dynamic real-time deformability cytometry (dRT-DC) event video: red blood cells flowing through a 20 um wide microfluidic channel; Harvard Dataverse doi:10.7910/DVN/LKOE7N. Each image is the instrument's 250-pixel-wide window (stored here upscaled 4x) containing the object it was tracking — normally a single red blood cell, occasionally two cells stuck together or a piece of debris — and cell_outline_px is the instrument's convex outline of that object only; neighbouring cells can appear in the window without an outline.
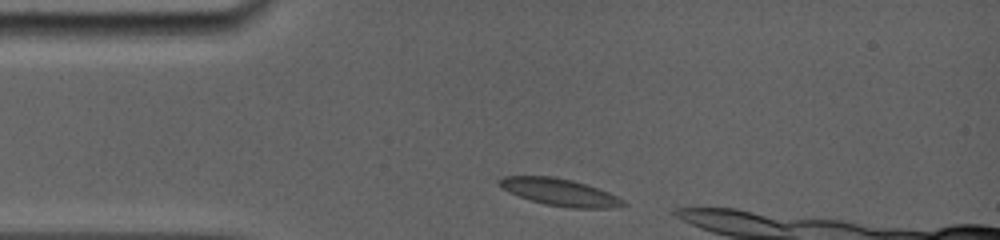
{"species": "common noctule bat (a hibernating species)", "species_latin": "Nyctalus noctula", "temperature_condition": "room temperature", "stored_images_in_passage": 27, "camera_frame_rate_fps": 5000, "um_per_image_px": 0.085, "animal": {"sex": "female", "body_mass_g": 19.0, "forearm_length_mm": 56.7}, "frame": {"image": 1, "passage_image": 2, "time_ms": 0.4, "image_size_px": [1000, 240], "cell_outline_px": [[628, 204], [620, 208], [568, 208], [544, 204], [508, 192], [500, 188], [496, 180], [504, 176], [552, 176], [572, 180], [608, 192], [624, 200]], "centroid_in_image_um": [47.57, 16.34], "position_along_channel_um": 37.4, "area_um2": 19.65}}
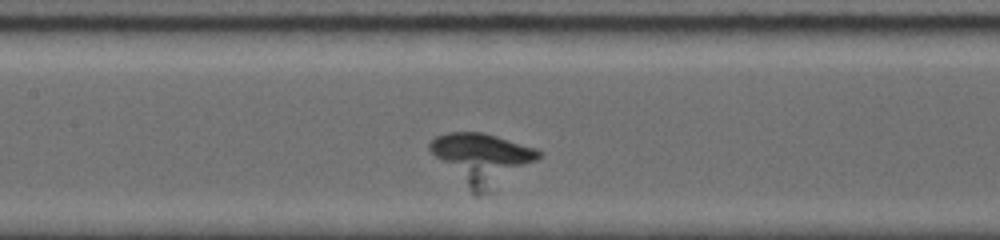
{"frame": {"image": 2, "passage_image": 20, "time_ms": 4.4, "image_size_px": [1000, 240], "cell_outline_px": [[544, 152], [536, 160], [488, 192], [480, 196], [472, 196], [428, 148], [428, 144], [436, 136], [448, 132], [484, 132], [536, 148]], "centroid_in_image_um": [40.94, 13.49], "position_along_channel_um": 166.5, "area_um2": 31.96}}
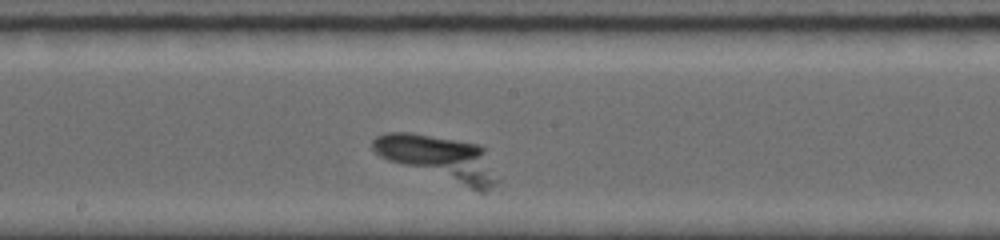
{"frame": {"image": 3, "passage_image": 26, "time_ms": 5.6, "image_size_px": [1000, 240], "cell_outline_px": [[500, 180], [496, 184], [484, 192], [480, 192], [388, 160], [380, 156], [372, 148], [372, 140], [376, 136], [384, 132], [408, 132], [480, 144], [484, 148]], "centroid_in_image_um": [37.36, 13.44], "position_along_channel_um": 210.8, "area_um2": 32.43}}